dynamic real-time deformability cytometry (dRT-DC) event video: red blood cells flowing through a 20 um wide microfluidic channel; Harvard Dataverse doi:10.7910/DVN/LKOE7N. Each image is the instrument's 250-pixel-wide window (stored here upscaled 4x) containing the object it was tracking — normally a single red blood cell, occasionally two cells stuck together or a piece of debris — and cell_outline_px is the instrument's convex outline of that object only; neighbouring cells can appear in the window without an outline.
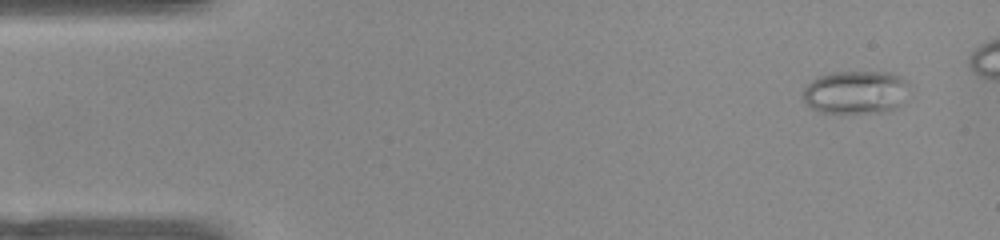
{"species": "common noctule bat (a hibernating species)", "species_latin": "Nyctalus noctula", "temperature_condition": "warm", "stored_images_in_passage": 46, "camera_frame_rate_fps": 3000, "um_per_image_px": 0.085, "animal": {"sex": "female", "body_mass_g": 22.0, "forearm_length_mm": 56.7}, "frame": {"image": 1, "passage_image": 3, "time_ms": 0.667, "image_size_px": [1000, 240], "cell_outline_px": [[908, 84], [900, 104], [896, 108], [888, 112], [820, 112], [812, 108], [804, 100], [804, 88], [812, 80], [820, 76], [832, 72], [892, 72], [900, 76]], "centroid_in_image_um": [72.73, 7.83], "position_along_channel_um": 12.3, "area_um2": 26.36}}
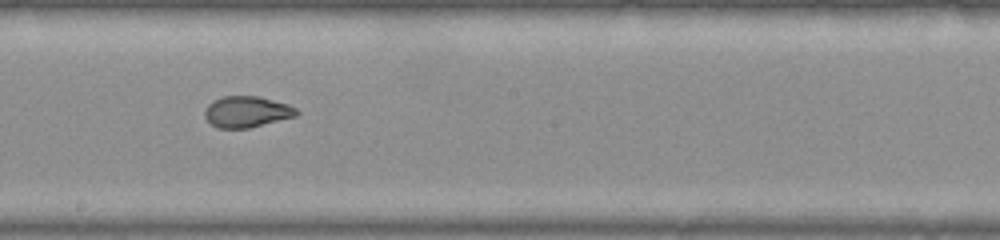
{"frame": {"image": 2, "passage_image": 28, "time_ms": 9.0, "image_size_px": [1000, 240], "cell_outline_px": [[300, 112], [296, 116], [248, 128], [220, 128], [212, 124], [204, 116], [204, 108], [208, 104], [224, 96], [256, 96], [288, 104], [296, 108]], "centroid_in_image_um": [20.98, 9.5], "position_along_channel_um": 227.2, "area_um2": 16.47}}
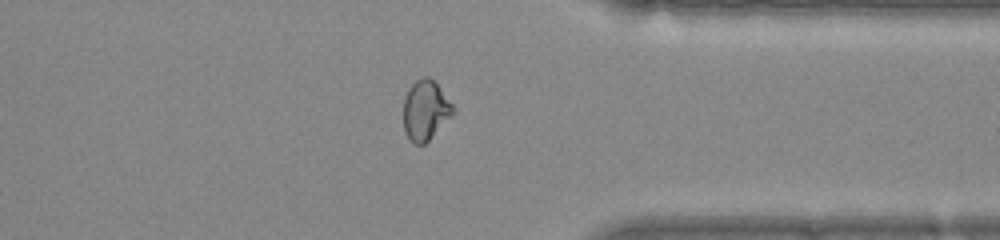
{"frame": {"image": 3, "passage_image": 40, "time_ms": 13.0, "image_size_px": [1000, 240], "cell_outline_px": [[456, 112], [424, 144], [416, 144], [404, 132], [404, 96], [408, 88], [416, 80], [424, 76], [428, 76], [436, 84], [456, 108]], "centroid_in_image_um": [36.17, 9.35], "position_along_channel_um": 375.2, "area_um2": 17.17}}